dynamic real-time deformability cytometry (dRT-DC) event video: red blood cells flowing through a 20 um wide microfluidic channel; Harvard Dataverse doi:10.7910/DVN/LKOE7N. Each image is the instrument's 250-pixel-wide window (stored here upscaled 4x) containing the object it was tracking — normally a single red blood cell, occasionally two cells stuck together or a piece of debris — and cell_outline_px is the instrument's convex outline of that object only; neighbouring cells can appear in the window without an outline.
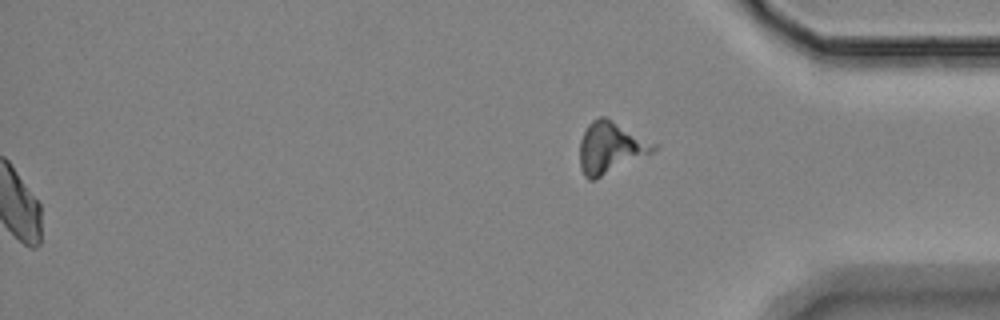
{"species": "Egyptian fruit bat (a non-hibernating species)", "species_latin": "Rousettus aegyptiacus", "temperature_condition": "room temperature", "stored_images_in_passage": 54, "segment_of_instrument_passage": [2, 2], "camera_frame_rate_fps": 3000, "um_per_image_px": 0.085, "animal": {"sex": "female"}, "frame": {"image": 1, "passage_image": 54, "time_ms": 17.667, "image_size_px": [1000, 320], "cell_outline_px": [[656, 148], [652, 152], [596, 180], [588, 180], [584, 176], [580, 168], [580, 140], [588, 124], [592, 120], [600, 116], [604, 116], [612, 120], [656, 144]], "centroid_in_image_um": [51.85, 12.57], "position_along_channel_um": 383.4, "area_um2": 21.91}}